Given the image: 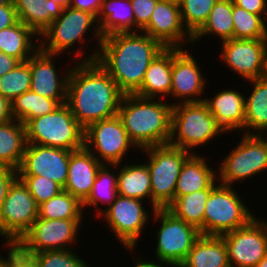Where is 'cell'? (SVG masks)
I'll list each match as a JSON object with an SVG mask.
<instances>
[{"mask_svg": "<svg viewBox=\"0 0 267 267\" xmlns=\"http://www.w3.org/2000/svg\"><path fill=\"white\" fill-rule=\"evenodd\" d=\"M264 133V134H263ZM266 133V134H265ZM257 135L259 136V138L265 143V145L267 146V127H265L264 129H262L260 131V133H257ZM264 136V137H263ZM266 136V137H265Z\"/></svg>", "mask_w": 267, "mask_h": 267, "instance_id": "obj_52", "label": "cell"}, {"mask_svg": "<svg viewBox=\"0 0 267 267\" xmlns=\"http://www.w3.org/2000/svg\"><path fill=\"white\" fill-rule=\"evenodd\" d=\"M233 4L248 12L263 16L267 20V0H232ZM266 16H265V15Z\"/></svg>", "mask_w": 267, "mask_h": 267, "instance_id": "obj_43", "label": "cell"}, {"mask_svg": "<svg viewBox=\"0 0 267 267\" xmlns=\"http://www.w3.org/2000/svg\"><path fill=\"white\" fill-rule=\"evenodd\" d=\"M18 177V172L0 167V210L12 182Z\"/></svg>", "mask_w": 267, "mask_h": 267, "instance_id": "obj_45", "label": "cell"}, {"mask_svg": "<svg viewBox=\"0 0 267 267\" xmlns=\"http://www.w3.org/2000/svg\"><path fill=\"white\" fill-rule=\"evenodd\" d=\"M233 149L219 164L217 181L220 184L233 186L236 181L242 182L267 171V146L257 134L242 135Z\"/></svg>", "mask_w": 267, "mask_h": 267, "instance_id": "obj_11", "label": "cell"}, {"mask_svg": "<svg viewBox=\"0 0 267 267\" xmlns=\"http://www.w3.org/2000/svg\"><path fill=\"white\" fill-rule=\"evenodd\" d=\"M263 78L267 80V54H266L265 69H264Z\"/></svg>", "mask_w": 267, "mask_h": 267, "instance_id": "obj_54", "label": "cell"}, {"mask_svg": "<svg viewBox=\"0 0 267 267\" xmlns=\"http://www.w3.org/2000/svg\"><path fill=\"white\" fill-rule=\"evenodd\" d=\"M172 86V47H165L150 62L141 85L135 95L158 99L170 97Z\"/></svg>", "mask_w": 267, "mask_h": 267, "instance_id": "obj_23", "label": "cell"}, {"mask_svg": "<svg viewBox=\"0 0 267 267\" xmlns=\"http://www.w3.org/2000/svg\"><path fill=\"white\" fill-rule=\"evenodd\" d=\"M82 222L81 219L37 218L12 248L18 254L71 249Z\"/></svg>", "mask_w": 267, "mask_h": 267, "instance_id": "obj_10", "label": "cell"}, {"mask_svg": "<svg viewBox=\"0 0 267 267\" xmlns=\"http://www.w3.org/2000/svg\"><path fill=\"white\" fill-rule=\"evenodd\" d=\"M38 207L28 187L17 177L0 210V236L5 237L6 247H13L30 229L38 218Z\"/></svg>", "mask_w": 267, "mask_h": 267, "instance_id": "obj_9", "label": "cell"}, {"mask_svg": "<svg viewBox=\"0 0 267 267\" xmlns=\"http://www.w3.org/2000/svg\"><path fill=\"white\" fill-rule=\"evenodd\" d=\"M145 152L151 178L152 211L166 209L175 198V188L184 162L192 155L189 151L171 145L150 146Z\"/></svg>", "mask_w": 267, "mask_h": 267, "instance_id": "obj_7", "label": "cell"}, {"mask_svg": "<svg viewBox=\"0 0 267 267\" xmlns=\"http://www.w3.org/2000/svg\"><path fill=\"white\" fill-rule=\"evenodd\" d=\"M18 20L38 37L57 19L63 8L51 0H13Z\"/></svg>", "mask_w": 267, "mask_h": 267, "instance_id": "obj_27", "label": "cell"}, {"mask_svg": "<svg viewBox=\"0 0 267 267\" xmlns=\"http://www.w3.org/2000/svg\"><path fill=\"white\" fill-rule=\"evenodd\" d=\"M58 55L48 54L40 48L30 57L31 91L55 99L60 105L66 103L69 70L60 77L53 60ZM58 72V73H57Z\"/></svg>", "mask_w": 267, "mask_h": 267, "instance_id": "obj_20", "label": "cell"}, {"mask_svg": "<svg viewBox=\"0 0 267 267\" xmlns=\"http://www.w3.org/2000/svg\"><path fill=\"white\" fill-rule=\"evenodd\" d=\"M27 143L76 151L84 147L85 129L64 103L52 113L28 120Z\"/></svg>", "mask_w": 267, "mask_h": 267, "instance_id": "obj_6", "label": "cell"}, {"mask_svg": "<svg viewBox=\"0 0 267 267\" xmlns=\"http://www.w3.org/2000/svg\"><path fill=\"white\" fill-rule=\"evenodd\" d=\"M84 147L102 164H120L128 150L134 147L137 150L118 115L88 126L84 134Z\"/></svg>", "mask_w": 267, "mask_h": 267, "instance_id": "obj_13", "label": "cell"}, {"mask_svg": "<svg viewBox=\"0 0 267 267\" xmlns=\"http://www.w3.org/2000/svg\"><path fill=\"white\" fill-rule=\"evenodd\" d=\"M172 110L171 103L128 94L123 95L117 115L130 140L141 150L168 144Z\"/></svg>", "mask_w": 267, "mask_h": 267, "instance_id": "obj_3", "label": "cell"}, {"mask_svg": "<svg viewBox=\"0 0 267 267\" xmlns=\"http://www.w3.org/2000/svg\"><path fill=\"white\" fill-rule=\"evenodd\" d=\"M220 58L242 79L262 78L267 54V39H230L221 42Z\"/></svg>", "mask_w": 267, "mask_h": 267, "instance_id": "obj_16", "label": "cell"}, {"mask_svg": "<svg viewBox=\"0 0 267 267\" xmlns=\"http://www.w3.org/2000/svg\"><path fill=\"white\" fill-rule=\"evenodd\" d=\"M165 47L144 32H120L103 37L96 61L124 94H135L150 62Z\"/></svg>", "mask_w": 267, "mask_h": 267, "instance_id": "obj_2", "label": "cell"}, {"mask_svg": "<svg viewBox=\"0 0 267 267\" xmlns=\"http://www.w3.org/2000/svg\"><path fill=\"white\" fill-rule=\"evenodd\" d=\"M179 267H230L223 238L201 235Z\"/></svg>", "mask_w": 267, "mask_h": 267, "instance_id": "obj_25", "label": "cell"}, {"mask_svg": "<svg viewBox=\"0 0 267 267\" xmlns=\"http://www.w3.org/2000/svg\"><path fill=\"white\" fill-rule=\"evenodd\" d=\"M10 0H0V6L6 5Z\"/></svg>", "mask_w": 267, "mask_h": 267, "instance_id": "obj_55", "label": "cell"}, {"mask_svg": "<svg viewBox=\"0 0 267 267\" xmlns=\"http://www.w3.org/2000/svg\"><path fill=\"white\" fill-rule=\"evenodd\" d=\"M232 186L219 183L209 194L204 212V235L221 236L246 226L254 217Z\"/></svg>", "mask_w": 267, "mask_h": 267, "instance_id": "obj_8", "label": "cell"}, {"mask_svg": "<svg viewBox=\"0 0 267 267\" xmlns=\"http://www.w3.org/2000/svg\"><path fill=\"white\" fill-rule=\"evenodd\" d=\"M248 82L253 84L254 89L250 96L245 98V131L243 134H257L267 127V80L262 77Z\"/></svg>", "mask_w": 267, "mask_h": 267, "instance_id": "obj_33", "label": "cell"}, {"mask_svg": "<svg viewBox=\"0 0 267 267\" xmlns=\"http://www.w3.org/2000/svg\"><path fill=\"white\" fill-rule=\"evenodd\" d=\"M136 259H138V260H136L135 267H163L165 264H166L167 267L168 266L176 267L173 264L168 263V262H164V261H159L158 260V263H156L155 261H153V262L152 261H148L147 259L142 258V256L138 257Z\"/></svg>", "mask_w": 267, "mask_h": 267, "instance_id": "obj_50", "label": "cell"}, {"mask_svg": "<svg viewBox=\"0 0 267 267\" xmlns=\"http://www.w3.org/2000/svg\"><path fill=\"white\" fill-rule=\"evenodd\" d=\"M11 103L12 118L25 124L28 120L52 113L60 104L55 99L31 90L17 96Z\"/></svg>", "mask_w": 267, "mask_h": 267, "instance_id": "obj_35", "label": "cell"}, {"mask_svg": "<svg viewBox=\"0 0 267 267\" xmlns=\"http://www.w3.org/2000/svg\"><path fill=\"white\" fill-rule=\"evenodd\" d=\"M143 200L117 195L115 201L102 210L101 217L126 250L133 251L143 228L149 222V212L144 209Z\"/></svg>", "mask_w": 267, "mask_h": 267, "instance_id": "obj_14", "label": "cell"}, {"mask_svg": "<svg viewBox=\"0 0 267 267\" xmlns=\"http://www.w3.org/2000/svg\"><path fill=\"white\" fill-rule=\"evenodd\" d=\"M132 4L135 32L141 31L151 18L152 12L159 0H130Z\"/></svg>", "mask_w": 267, "mask_h": 267, "instance_id": "obj_42", "label": "cell"}, {"mask_svg": "<svg viewBox=\"0 0 267 267\" xmlns=\"http://www.w3.org/2000/svg\"><path fill=\"white\" fill-rule=\"evenodd\" d=\"M152 213L154 220H161V227L156 237L155 258L179 267L195 241L201 236L200 231L195 226L176 218L167 209H156Z\"/></svg>", "mask_w": 267, "mask_h": 267, "instance_id": "obj_12", "label": "cell"}, {"mask_svg": "<svg viewBox=\"0 0 267 267\" xmlns=\"http://www.w3.org/2000/svg\"><path fill=\"white\" fill-rule=\"evenodd\" d=\"M31 89L30 58L0 77V95L9 102Z\"/></svg>", "mask_w": 267, "mask_h": 267, "instance_id": "obj_38", "label": "cell"}, {"mask_svg": "<svg viewBox=\"0 0 267 267\" xmlns=\"http://www.w3.org/2000/svg\"><path fill=\"white\" fill-rule=\"evenodd\" d=\"M7 249H9L6 254L8 258L6 260L1 256L0 267H33L27 258L20 256L11 246H8Z\"/></svg>", "mask_w": 267, "mask_h": 267, "instance_id": "obj_46", "label": "cell"}, {"mask_svg": "<svg viewBox=\"0 0 267 267\" xmlns=\"http://www.w3.org/2000/svg\"><path fill=\"white\" fill-rule=\"evenodd\" d=\"M216 182L207 189L175 197L166 209L176 218L195 226L204 235L205 206L210 192L219 184Z\"/></svg>", "mask_w": 267, "mask_h": 267, "instance_id": "obj_31", "label": "cell"}, {"mask_svg": "<svg viewBox=\"0 0 267 267\" xmlns=\"http://www.w3.org/2000/svg\"><path fill=\"white\" fill-rule=\"evenodd\" d=\"M117 170L118 194L124 197L150 200L152 205L151 178L147 163H126L119 168V164H112Z\"/></svg>", "mask_w": 267, "mask_h": 267, "instance_id": "obj_29", "label": "cell"}, {"mask_svg": "<svg viewBox=\"0 0 267 267\" xmlns=\"http://www.w3.org/2000/svg\"><path fill=\"white\" fill-rule=\"evenodd\" d=\"M95 33L98 47L93 50V54L83 58L80 62L96 61L103 36L100 34L97 18L86 11L77 10L71 7L64 8L62 14L55 19L48 28L40 35V49L48 54L60 55L71 50L74 44L85 42V33L91 30ZM42 36V37H41ZM81 42V43H80ZM48 43V44H47Z\"/></svg>", "mask_w": 267, "mask_h": 267, "instance_id": "obj_5", "label": "cell"}, {"mask_svg": "<svg viewBox=\"0 0 267 267\" xmlns=\"http://www.w3.org/2000/svg\"><path fill=\"white\" fill-rule=\"evenodd\" d=\"M19 255L27 258L33 267H90L89 263L84 262L72 249Z\"/></svg>", "mask_w": 267, "mask_h": 267, "instance_id": "obj_39", "label": "cell"}, {"mask_svg": "<svg viewBox=\"0 0 267 267\" xmlns=\"http://www.w3.org/2000/svg\"><path fill=\"white\" fill-rule=\"evenodd\" d=\"M18 177L28 187L29 192L38 205L51 199L63 190L59 184L44 176L18 175Z\"/></svg>", "mask_w": 267, "mask_h": 267, "instance_id": "obj_41", "label": "cell"}, {"mask_svg": "<svg viewBox=\"0 0 267 267\" xmlns=\"http://www.w3.org/2000/svg\"><path fill=\"white\" fill-rule=\"evenodd\" d=\"M82 202L65 190L41 203L38 218L43 219H83Z\"/></svg>", "mask_w": 267, "mask_h": 267, "instance_id": "obj_36", "label": "cell"}, {"mask_svg": "<svg viewBox=\"0 0 267 267\" xmlns=\"http://www.w3.org/2000/svg\"><path fill=\"white\" fill-rule=\"evenodd\" d=\"M172 47V86L170 97L180 102L172 103H198L204 102L201 98L207 84L195 58L187 50ZM200 97V98H199ZM181 98V99H180Z\"/></svg>", "mask_w": 267, "mask_h": 267, "instance_id": "obj_17", "label": "cell"}, {"mask_svg": "<svg viewBox=\"0 0 267 267\" xmlns=\"http://www.w3.org/2000/svg\"><path fill=\"white\" fill-rule=\"evenodd\" d=\"M70 7L89 12L97 18L102 7V0H72Z\"/></svg>", "mask_w": 267, "mask_h": 267, "instance_id": "obj_47", "label": "cell"}, {"mask_svg": "<svg viewBox=\"0 0 267 267\" xmlns=\"http://www.w3.org/2000/svg\"><path fill=\"white\" fill-rule=\"evenodd\" d=\"M260 220L254 217L246 226L221 235L230 267H256L267 255V222Z\"/></svg>", "mask_w": 267, "mask_h": 267, "instance_id": "obj_15", "label": "cell"}, {"mask_svg": "<svg viewBox=\"0 0 267 267\" xmlns=\"http://www.w3.org/2000/svg\"><path fill=\"white\" fill-rule=\"evenodd\" d=\"M218 0H180L182 22L193 36L207 21L214 4Z\"/></svg>", "mask_w": 267, "mask_h": 267, "instance_id": "obj_40", "label": "cell"}, {"mask_svg": "<svg viewBox=\"0 0 267 267\" xmlns=\"http://www.w3.org/2000/svg\"><path fill=\"white\" fill-rule=\"evenodd\" d=\"M57 4H59L63 9L68 8L72 4V0H51Z\"/></svg>", "mask_w": 267, "mask_h": 267, "instance_id": "obj_51", "label": "cell"}, {"mask_svg": "<svg viewBox=\"0 0 267 267\" xmlns=\"http://www.w3.org/2000/svg\"><path fill=\"white\" fill-rule=\"evenodd\" d=\"M233 27L236 39H267V24L264 17L248 12L233 4Z\"/></svg>", "mask_w": 267, "mask_h": 267, "instance_id": "obj_37", "label": "cell"}, {"mask_svg": "<svg viewBox=\"0 0 267 267\" xmlns=\"http://www.w3.org/2000/svg\"><path fill=\"white\" fill-rule=\"evenodd\" d=\"M37 36L33 30L18 21L0 30V51L25 62L40 48V44L33 43V37Z\"/></svg>", "mask_w": 267, "mask_h": 267, "instance_id": "obj_30", "label": "cell"}, {"mask_svg": "<svg viewBox=\"0 0 267 267\" xmlns=\"http://www.w3.org/2000/svg\"><path fill=\"white\" fill-rule=\"evenodd\" d=\"M224 133L204 102L173 105L168 145L196 154L193 149Z\"/></svg>", "mask_w": 267, "mask_h": 267, "instance_id": "obj_4", "label": "cell"}, {"mask_svg": "<svg viewBox=\"0 0 267 267\" xmlns=\"http://www.w3.org/2000/svg\"><path fill=\"white\" fill-rule=\"evenodd\" d=\"M233 1L218 0L212 8L204 25L192 36V42L197 43L201 37L211 34L218 36L221 42L234 38Z\"/></svg>", "mask_w": 267, "mask_h": 267, "instance_id": "obj_32", "label": "cell"}, {"mask_svg": "<svg viewBox=\"0 0 267 267\" xmlns=\"http://www.w3.org/2000/svg\"><path fill=\"white\" fill-rule=\"evenodd\" d=\"M245 96L235 89L218 92L213 98H204L217 124L228 133L245 129Z\"/></svg>", "mask_w": 267, "mask_h": 267, "instance_id": "obj_22", "label": "cell"}, {"mask_svg": "<svg viewBox=\"0 0 267 267\" xmlns=\"http://www.w3.org/2000/svg\"><path fill=\"white\" fill-rule=\"evenodd\" d=\"M70 153V150L27 143L18 175L44 176L64 188Z\"/></svg>", "mask_w": 267, "mask_h": 267, "instance_id": "obj_18", "label": "cell"}, {"mask_svg": "<svg viewBox=\"0 0 267 267\" xmlns=\"http://www.w3.org/2000/svg\"><path fill=\"white\" fill-rule=\"evenodd\" d=\"M141 31L158 40L164 47L181 48L183 41L193 43L192 35L182 22L179 2L173 0H159L149 23Z\"/></svg>", "mask_w": 267, "mask_h": 267, "instance_id": "obj_19", "label": "cell"}, {"mask_svg": "<svg viewBox=\"0 0 267 267\" xmlns=\"http://www.w3.org/2000/svg\"><path fill=\"white\" fill-rule=\"evenodd\" d=\"M13 119L11 115V103L0 95V124Z\"/></svg>", "mask_w": 267, "mask_h": 267, "instance_id": "obj_49", "label": "cell"}, {"mask_svg": "<svg viewBox=\"0 0 267 267\" xmlns=\"http://www.w3.org/2000/svg\"><path fill=\"white\" fill-rule=\"evenodd\" d=\"M202 155L192 154L183 164L175 188V197L209 188L218 178L216 170Z\"/></svg>", "mask_w": 267, "mask_h": 267, "instance_id": "obj_24", "label": "cell"}, {"mask_svg": "<svg viewBox=\"0 0 267 267\" xmlns=\"http://www.w3.org/2000/svg\"><path fill=\"white\" fill-rule=\"evenodd\" d=\"M69 68L66 104L86 129L118 114L123 93L97 61L80 62Z\"/></svg>", "mask_w": 267, "mask_h": 267, "instance_id": "obj_1", "label": "cell"}, {"mask_svg": "<svg viewBox=\"0 0 267 267\" xmlns=\"http://www.w3.org/2000/svg\"><path fill=\"white\" fill-rule=\"evenodd\" d=\"M111 166L112 164H102L98 169L91 192L82 202L83 211L84 207L93 206L95 209H99L98 211L95 210V212H97V216L100 217L102 210L98 208L99 203L104 204V206L106 204L110 206L115 201L118 195V177L116 170H114L113 173L114 168Z\"/></svg>", "mask_w": 267, "mask_h": 267, "instance_id": "obj_34", "label": "cell"}, {"mask_svg": "<svg viewBox=\"0 0 267 267\" xmlns=\"http://www.w3.org/2000/svg\"><path fill=\"white\" fill-rule=\"evenodd\" d=\"M102 163L85 147L71 151L68 177L63 190L83 202L91 192Z\"/></svg>", "mask_w": 267, "mask_h": 267, "instance_id": "obj_21", "label": "cell"}, {"mask_svg": "<svg viewBox=\"0 0 267 267\" xmlns=\"http://www.w3.org/2000/svg\"><path fill=\"white\" fill-rule=\"evenodd\" d=\"M256 267H267V255L258 263Z\"/></svg>", "mask_w": 267, "mask_h": 267, "instance_id": "obj_53", "label": "cell"}, {"mask_svg": "<svg viewBox=\"0 0 267 267\" xmlns=\"http://www.w3.org/2000/svg\"><path fill=\"white\" fill-rule=\"evenodd\" d=\"M18 21L13 0H10L6 5L0 6V30L12 26Z\"/></svg>", "mask_w": 267, "mask_h": 267, "instance_id": "obj_44", "label": "cell"}, {"mask_svg": "<svg viewBox=\"0 0 267 267\" xmlns=\"http://www.w3.org/2000/svg\"><path fill=\"white\" fill-rule=\"evenodd\" d=\"M27 146L25 125L11 119L0 124V167L18 171Z\"/></svg>", "mask_w": 267, "mask_h": 267, "instance_id": "obj_26", "label": "cell"}, {"mask_svg": "<svg viewBox=\"0 0 267 267\" xmlns=\"http://www.w3.org/2000/svg\"><path fill=\"white\" fill-rule=\"evenodd\" d=\"M97 20L100 34L103 37L120 32H135V20L130 0H102Z\"/></svg>", "mask_w": 267, "mask_h": 267, "instance_id": "obj_28", "label": "cell"}, {"mask_svg": "<svg viewBox=\"0 0 267 267\" xmlns=\"http://www.w3.org/2000/svg\"><path fill=\"white\" fill-rule=\"evenodd\" d=\"M20 61L0 51V77L14 69Z\"/></svg>", "mask_w": 267, "mask_h": 267, "instance_id": "obj_48", "label": "cell"}]
</instances>
